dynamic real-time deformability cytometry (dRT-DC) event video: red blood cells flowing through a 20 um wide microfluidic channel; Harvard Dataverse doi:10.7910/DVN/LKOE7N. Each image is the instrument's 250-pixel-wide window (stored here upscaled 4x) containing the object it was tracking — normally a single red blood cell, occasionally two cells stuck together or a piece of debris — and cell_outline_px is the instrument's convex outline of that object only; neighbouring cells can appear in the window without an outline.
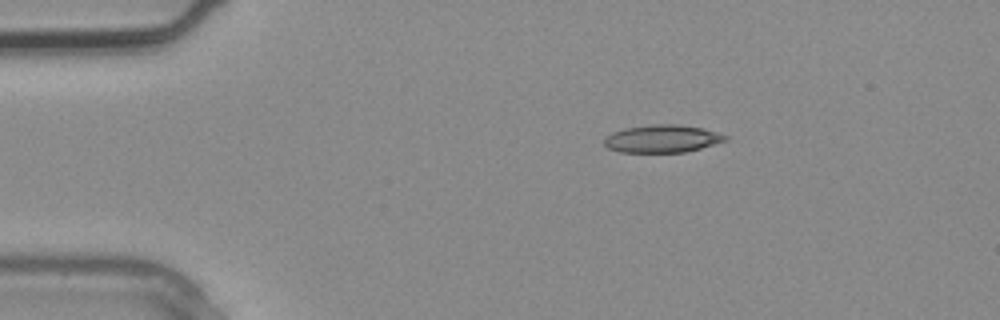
{"species": "common noctule bat (a hibernating species)", "species_latin": "Nyctalus noctula", "temperature_condition": "warm", "stored_images_in_passage": 3, "camera_frame_rate_fps": 3000, "um_per_image_px": 0.085, "animal": {"sex": "male", "body_mass_g": 20.4}, "frame": {"image": 1, "passage_image": 1, "time_ms": 0.0, "image_size_px": [1000, 320], "cell_outline_px": [[728, 140], [700, 148], [684, 152], [620, 152], [608, 148], [604, 144], [604, 136], [612, 132], [624, 128], [652, 124], [680, 124], [704, 128], [728, 136]], "centroid_in_image_um": [56.27, 11.78], "position_along_channel_um": 28.7, "area_um2": 19.65}}